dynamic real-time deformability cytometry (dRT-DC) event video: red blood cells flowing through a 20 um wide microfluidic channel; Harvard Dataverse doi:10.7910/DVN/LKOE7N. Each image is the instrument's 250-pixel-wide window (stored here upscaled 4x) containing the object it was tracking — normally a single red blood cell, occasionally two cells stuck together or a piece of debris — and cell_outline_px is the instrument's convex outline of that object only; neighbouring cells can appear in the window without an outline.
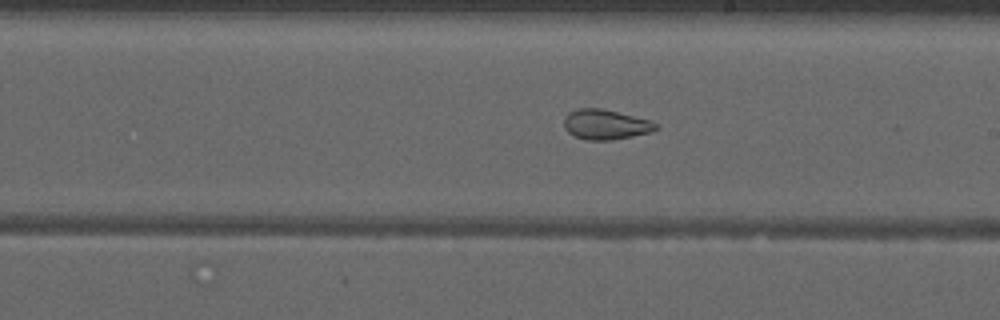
{"species": "common noctule bat (a hibernating species)", "species_latin": "Nyctalus noctula", "temperature_condition": "warm", "stored_images_in_passage": 52, "camera_frame_rate_fps": 3000, "um_per_image_px": 0.085, "animal": {"sex": "male", "forearm_length_mm": 52.5}, "frame": {"image": 1, "passage_image": 30, "time_ms": 9.667, "image_size_px": [1000, 320], "cell_outline_px": [[660, 128], [652, 132], [612, 140], [588, 140], [576, 136], [568, 132], [564, 128], [564, 116], [568, 112], [580, 108], [600, 108], [652, 120], [660, 124]], "centroid_in_image_um": [51.52, 10.58], "position_along_channel_um": 237.5, "area_um2": 16.24}, "authors_computed_cell_mechanics": {"area_um2": 21.2415, "velocity_mm_per_s": 4.0154, "shape_relaxation_time_tau1_ms": null, "shape_relaxation_time_tau2_ms": 2.3404, "deformation_change_tau1": null, "deformation_change_tau2": 0.0736}}